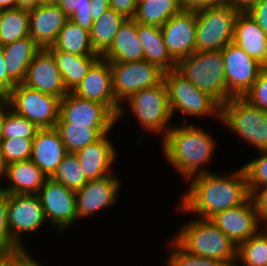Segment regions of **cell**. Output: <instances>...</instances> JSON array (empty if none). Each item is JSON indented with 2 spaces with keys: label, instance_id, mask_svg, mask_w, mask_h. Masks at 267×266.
<instances>
[{
  "label": "cell",
  "instance_id": "bcb514c9",
  "mask_svg": "<svg viewBox=\"0 0 267 266\" xmlns=\"http://www.w3.org/2000/svg\"><path fill=\"white\" fill-rule=\"evenodd\" d=\"M15 86L7 76L3 46L0 44V98H6Z\"/></svg>",
  "mask_w": 267,
  "mask_h": 266
},
{
  "label": "cell",
  "instance_id": "4fadbf2b",
  "mask_svg": "<svg viewBox=\"0 0 267 266\" xmlns=\"http://www.w3.org/2000/svg\"><path fill=\"white\" fill-rule=\"evenodd\" d=\"M222 56L229 100L232 97H243L258 79L263 65L234 42L228 43L222 49Z\"/></svg>",
  "mask_w": 267,
  "mask_h": 266
},
{
  "label": "cell",
  "instance_id": "7402d4cb",
  "mask_svg": "<svg viewBox=\"0 0 267 266\" xmlns=\"http://www.w3.org/2000/svg\"><path fill=\"white\" fill-rule=\"evenodd\" d=\"M64 143L55 128L39 129L32 142L31 160L50 178L67 155Z\"/></svg>",
  "mask_w": 267,
  "mask_h": 266
},
{
  "label": "cell",
  "instance_id": "11a10c76",
  "mask_svg": "<svg viewBox=\"0 0 267 266\" xmlns=\"http://www.w3.org/2000/svg\"><path fill=\"white\" fill-rule=\"evenodd\" d=\"M6 171H7V163L4 160V157L2 156L1 149H0V181H5L6 177Z\"/></svg>",
  "mask_w": 267,
  "mask_h": 266
},
{
  "label": "cell",
  "instance_id": "f546056e",
  "mask_svg": "<svg viewBox=\"0 0 267 266\" xmlns=\"http://www.w3.org/2000/svg\"><path fill=\"white\" fill-rule=\"evenodd\" d=\"M181 10L179 0H144L137 2L133 19L137 23L161 28Z\"/></svg>",
  "mask_w": 267,
  "mask_h": 266
},
{
  "label": "cell",
  "instance_id": "d6a6232c",
  "mask_svg": "<svg viewBox=\"0 0 267 266\" xmlns=\"http://www.w3.org/2000/svg\"><path fill=\"white\" fill-rule=\"evenodd\" d=\"M29 36V11L19 8L2 10L0 44L2 46Z\"/></svg>",
  "mask_w": 267,
  "mask_h": 266
},
{
  "label": "cell",
  "instance_id": "83f0119b",
  "mask_svg": "<svg viewBox=\"0 0 267 266\" xmlns=\"http://www.w3.org/2000/svg\"><path fill=\"white\" fill-rule=\"evenodd\" d=\"M47 50L53 55L69 92H72L79 85L91 66L101 57L71 54L57 50L54 46L47 48Z\"/></svg>",
  "mask_w": 267,
  "mask_h": 266
},
{
  "label": "cell",
  "instance_id": "c3c4849f",
  "mask_svg": "<svg viewBox=\"0 0 267 266\" xmlns=\"http://www.w3.org/2000/svg\"><path fill=\"white\" fill-rule=\"evenodd\" d=\"M182 10H198L212 5L225 4V0H179Z\"/></svg>",
  "mask_w": 267,
  "mask_h": 266
},
{
  "label": "cell",
  "instance_id": "484cf974",
  "mask_svg": "<svg viewBox=\"0 0 267 266\" xmlns=\"http://www.w3.org/2000/svg\"><path fill=\"white\" fill-rule=\"evenodd\" d=\"M40 50L30 36L3 46L5 70L15 85L22 84L31 61Z\"/></svg>",
  "mask_w": 267,
  "mask_h": 266
},
{
  "label": "cell",
  "instance_id": "680465c9",
  "mask_svg": "<svg viewBox=\"0 0 267 266\" xmlns=\"http://www.w3.org/2000/svg\"><path fill=\"white\" fill-rule=\"evenodd\" d=\"M263 227L267 230V222L263 225Z\"/></svg>",
  "mask_w": 267,
  "mask_h": 266
},
{
  "label": "cell",
  "instance_id": "5b68a950",
  "mask_svg": "<svg viewBox=\"0 0 267 266\" xmlns=\"http://www.w3.org/2000/svg\"><path fill=\"white\" fill-rule=\"evenodd\" d=\"M168 103L172 118L179 112L184 120L189 116L203 119L213 117L220 123L221 104L210 94L194 86L176 68L164 72ZM186 116V117H185Z\"/></svg>",
  "mask_w": 267,
  "mask_h": 266
},
{
  "label": "cell",
  "instance_id": "e0dca14e",
  "mask_svg": "<svg viewBox=\"0 0 267 266\" xmlns=\"http://www.w3.org/2000/svg\"><path fill=\"white\" fill-rule=\"evenodd\" d=\"M76 96L105 105L116 117L120 105L113 93L112 70L110 62L100 57L90 68L87 75L72 91Z\"/></svg>",
  "mask_w": 267,
  "mask_h": 266
},
{
  "label": "cell",
  "instance_id": "3957f363",
  "mask_svg": "<svg viewBox=\"0 0 267 266\" xmlns=\"http://www.w3.org/2000/svg\"><path fill=\"white\" fill-rule=\"evenodd\" d=\"M179 228L173 239L188 253L236 264L237 246L209 219L193 218Z\"/></svg>",
  "mask_w": 267,
  "mask_h": 266
},
{
  "label": "cell",
  "instance_id": "d590c367",
  "mask_svg": "<svg viewBox=\"0 0 267 266\" xmlns=\"http://www.w3.org/2000/svg\"><path fill=\"white\" fill-rule=\"evenodd\" d=\"M169 252L165 266H226L215 259L196 256L185 251L173 238L169 239Z\"/></svg>",
  "mask_w": 267,
  "mask_h": 266
},
{
  "label": "cell",
  "instance_id": "d6986e66",
  "mask_svg": "<svg viewBox=\"0 0 267 266\" xmlns=\"http://www.w3.org/2000/svg\"><path fill=\"white\" fill-rule=\"evenodd\" d=\"M28 88L59 98L69 92L63 82L53 55L41 49L31 61L22 82Z\"/></svg>",
  "mask_w": 267,
  "mask_h": 266
},
{
  "label": "cell",
  "instance_id": "d4e9b609",
  "mask_svg": "<svg viewBox=\"0 0 267 266\" xmlns=\"http://www.w3.org/2000/svg\"><path fill=\"white\" fill-rule=\"evenodd\" d=\"M101 57L109 62L144 60V50L137 35V22L133 18L124 21L110 48Z\"/></svg>",
  "mask_w": 267,
  "mask_h": 266
},
{
  "label": "cell",
  "instance_id": "ac0fdd59",
  "mask_svg": "<svg viewBox=\"0 0 267 266\" xmlns=\"http://www.w3.org/2000/svg\"><path fill=\"white\" fill-rule=\"evenodd\" d=\"M209 220L236 246L247 241L263 227L250 197L239 206L216 213Z\"/></svg>",
  "mask_w": 267,
  "mask_h": 266
},
{
  "label": "cell",
  "instance_id": "7dc6e473",
  "mask_svg": "<svg viewBox=\"0 0 267 266\" xmlns=\"http://www.w3.org/2000/svg\"><path fill=\"white\" fill-rule=\"evenodd\" d=\"M111 9L122 14L126 18H134L137 3L135 0H110Z\"/></svg>",
  "mask_w": 267,
  "mask_h": 266
},
{
  "label": "cell",
  "instance_id": "f5cc1de1",
  "mask_svg": "<svg viewBox=\"0 0 267 266\" xmlns=\"http://www.w3.org/2000/svg\"><path fill=\"white\" fill-rule=\"evenodd\" d=\"M74 3L75 0H57L56 2L68 18H70L74 13Z\"/></svg>",
  "mask_w": 267,
  "mask_h": 266
},
{
  "label": "cell",
  "instance_id": "f1b7e54d",
  "mask_svg": "<svg viewBox=\"0 0 267 266\" xmlns=\"http://www.w3.org/2000/svg\"><path fill=\"white\" fill-rule=\"evenodd\" d=\"M127 18L113 9L104 12L94 21L90 40L94 51L102 56L113 43L115 35Z\"/></svg>",
  "mask_w": 267,
  "mask_h": 266
},
{
  "label": "cell",
  "instance_id": "e575fe53",
  "mask_svg": "<svg viewBox=\"0 0 267 266\" xmlns=\"http://www.w3.org/2000/svg\"><path fill=\"white\" fill-rule=\"evenodd\" d=\"M50 178L74 191L88 182L77 156L73 153H68L64 157Z\"/></svg>",
  "mask_w": 267,
  "mask_h": 266
},
{
  "label": "cell",
  "instance_id": "ffe728a7",
  "mask_svg": "<svg viewBox=\"0 0 267 266\" xmlns=\"http://www.w3.org/2000/svg\"><path fill=\"white\" fill-rule=\"evenodd\" d=\"M69 18L57 4H39L29 10V36L41 49L54 45Z\"/></svg>",
  "mask_w": 267,
  "mask_h": 266
},
{
  "label": "cell",
  "instance_id": "4dcf8cb0",
  "mask_svg": "<svg viewBox=\"0 0 267 266\" xmlns=\"http://www.w3.org/2000/svg\"><path fill=\"white\" fill-rule=\"evenodd\" d=\"M57 50L80 56H100L91 44L90 32L68 19L53 45Z\"/></svg>",
  "mask_w": 267,
  "mask_h": 266
},
{
  "label": "cell",
  "instance_id": "b9f144b4",
  "mask_svg": "<svg viewBox=\"0 0 267 266\" xmlns=\"http://www.w3.org/2000/svg\"><path fill=\"white\" fill-rule=\"evenodd\" d=\"M69 19L90 32L94 23L91 17V0H75L74 13Z\"/></svg>",
  "mask_w": 267,
  "mask_h": 266
},
{
  "label": "cell",
  "instance_id": "6da1fadb",
  "mask_svg": "<svg viewBox=\"0 0 267 266\" xmlns=\"http://www.w3.org/2000/svg\"><path fill=\"white\" fill-rule=\"evenodd\" d=\"M184 183L190 185L180 196L176 211L193 213L199 219H210L220 211L243 204L250 197L243 166L229 175L209 172L193 176Z\"/></svg>",
  "mask_w": 267,
  "mask_h": 266
},
{
  "label": "cell",
  "instance_id": "4316f807",
  "mask_svg": "<svg viewBox=\"0 0 267 266\" xmlns=\"http://www.w3.org/2000/svg\"><path fill=\"white\" fill-rule=\"evenodd\" d=\"M137 35L144 50V60L164 72L177 67V62L166 48L160 27L137 23Z\"/></svg>",
  "mask_w": 267,
  "mask_h": 266
},
{
  "label": "cell",
  "instance_id": "8fae6325",
  "mask_svg": "<svg viewBox=\"0 0 267 266\" xmlns=\"http://www.w3.org/2000/svg\"><path fill=\"white\" fill-rule=\"evenodd\" d=\"M46 221L64 233L78 221L75 191L47 178L37 193Z\"/></svg>",
  "mask_w": 267,
  "mask_h": 266
},
{
  "label": "cell",
  "instance_id": "7a4b0ae2",
  "mask_svg": "<svg viewBox=\"0 0 267 266\" xmlns=\"http://www.w3.org/2000/svg\"><path fill=\"white\" fill-rule=\"evenodd\" d=\"M183 123L182 126L174 124L165 134L161 150L167 163L187 181L193 176L212 172L208 166L214 160L217 141L195 122Z\"/></svg>",
  "mask_w": 267,
  "mask_h": 266
},
{
  "label": "cell",
  "instance_id": "681fc988",
  "mask_svg": "<svg viewBox=\"0 0 267 266\" xmlns=\"http://www.w3.org/2000/svg\"><path fill=\"white\" fill-rule=\"evenodd\" d=\"M257 2L258 0H225V5L238 13H248Z\"/></svg>",
  "mask_w": 267,
  "mask_h": 266
},
{
  "label": "cell",
  "instance_id": "9c48e42d",
  "mask_svg": "<svg viewBox=\"0 0 267 266\" xmlns=\"http://www.w3.org/2000/svg\"><path fill=\"white\" fill-rule=\"evenodd\" d=\"M6 99L13 111L34 123L39 129L55 128L59 119V98L18 84Z\"/></svg>",
  "mask_w": 267,
  "mask_h": 266
},
{
  "label": "cell",
  "instance_id": "ee69618b",
  "mask_svg": "<svg viewBox=\"0 0 267 266\" xmlns=\"http://www.w3.org/2000/svg\"><path fill=\"white\" fill-rule=\"evenodd\" d=\"M250 199L255 208L258 221L264 225L267 222V186L251 191Z\"/></svg>",
  "mask_w": 267,
  "mask_h": 266
},
{
  "label": "cell",
  "instance_id": "816d5d0a",
  "mask_svg": "<svg viewBox=\"0 0 267 266\" xmlns=\"http://www.w3.org/2000/svg\"><path fill=\"white\" fill-rule=\"evenodd\" d=\"M11 109L10 103L6 98H0V142L3 139L4 123L6 114Z\"/></svg>",
  "mask_w": 267,
  "mask_h": 266
},
{
  "label": "cell",
  "instance_id": "7bdbcfd3",
  "mask_svg": "<svg viewBox=\"0 0 267 266\" xmlns=\"http://www.w3.org/2000/svg\"><path fill=\"white\" fill-rule=\"evenodd\" d=\"M27 250L18 254L0 255V266H44Z\"/></svg>",
  "mask_w": 267,
  "mask_h": 266
},
{
  "label": "cell",
  "instance_id": "f6af8a7d",
  "mask_svg": "<svg viewBox=\"0 0 267 266\" xmlns=\"http://www.w3.org/2000/svg\"><path fill=\"white\" fill-rule=\"evenodd\" d=\"M248 13L267 34V0H258L256 5Z\"/></svg>",
  "mask_w": 267,
  "mask_h": 266
},
{
  "label": "cell",
  "instance_id": "44dd1931",
  "mask_svg": "<svg viewBox=\"0 0 267 266\" xmlns=\"http://www.w3.org/2000/svg\"><path fill=\"white\" fill-rule=\"evenodd\" d=\"M109 135V133L104 134L99 140L75 153L87 180L114 173L112 165L119 155Z\"/></svg>",
  "mask_w": 267,
  "mask_h": 266
},
{
  "label": "cell",
  "instance_id": "2e32d148",
  "mask_svg": "<svg viewBox=\"0 0 267 266\" xmlns=\"http://www.w3.org/2000/svg\"><path fill=\"white\" fill-rule=\"evenodd\" d=\"M196 23V10H181L161 27L166 48L176 62L196 51Z\"/></svg>",
  "mask_w": 267,
  "mask_h": 266
},
{
  "label": "cell",
  "instance_id": "9f6ffc18",
  "mask_svg": "<svg viewBox=\"0 0 267 266\" xmlns=\"http://www.w3.org/2000/svg\"><path fill=\"white\" fill-rule=\"evenodd\" d=\"M2 10L16 8V0H0Z\"/></svg>",
  "mask_w": 267,
  "mask_h": 266
},
{
  "label": "cell",
  "instance_id": "52a82bcc",
  "mask_svg": "<svg viewBox=\"0 0 267 266\" xmlns=\"http://www.w3.org/2000/svg\"><path fill=\"white\" fill-rule=\"evenodd\" d=\"M220 123L255 150H267V111L243 97H232L221 105Z\"/></svg>",
  "mask_w": 267,
  "mask_h": 266
},
{
  "label": "cell",
  "instance_id": "277c9868",
  "mask_svg": "<svg viewBox=\"0 0 267 266\" xmlns=\"http://www.w3.org/2000/svg\"><path fill=\"white\" fill-rule=\"evenodd\" d=\"M123 103L125 104L120 106L117 121L123 119L127 111L131 112L136 117L141 130L158 136L161 133L160 138H163L173 125L170 124L173 119H171L168 91L164 81L154 87L139 90Z\"/></svg>",
  "mask_w": 267,
  "mask_h": 266
},
{
  "label": "cell",
  "instance_id": "9a60e30c",
  "mask_svg": "<svg viewBox=\"0 0 267 266\" xmlns=\"http://www.w3.org/2000/svg\"><path fill=\"white\" fill-rule=\"evenodd\" d=\"M57 122L89 128H113L117 124V117L105 105L68 92L60 100Z\"/></svg>",
  "mask_w": 267,
  "mask_h": 266
},
{
  "label": "cell",
  "instance_id": "1f68e13d",
  "mask_svg": "<svg viewBox=\"0 0 267 266\" xmlns=\"http://www.w3.org/2000/svg\"><path fill=\"white\" fill-rule=\"evenodd\" d=\"M55 129L59 132L67 153L73 154L99 140L104 134L113 132V128H89L66 122H57Z\"/></svg>",
  "mask_w": 267,
  "mask_h": 266
},
{
  "label": "cell",
  "instance_id": "836d02e7",
  "mask_svg": "<svg viewBox=\"0 0 267 266\" xmlns=\"http://www.w3.org/2000/svg\"><path fill=\"white\" fill-rule=\"evenodd\" d=\"M238 266H267V230L262 227L237 246Z\"/></svg>",
  "mask_w": 267,
  "mask_h": 266
},
{
  "label": "cell",
  "instance_id": "60d3db41",
  "mask_svg": "<svg viewBox=\"0 0 267 266\" xmlns=\"http://www.w3.org/2000/svg\"><path fill=\"white\" fill-rule=\"evenodd\" d=\"M251 105L267 111V66H263L258 79L243 96Z\"/></svg>",
  "mask_w": 267,
  "mask_h": 266
},
{
  "label": "cell",
  "instance_id": "603a6c76",
  "mask_svg": "<svg viewBox=\"0 0 267 266\" xmlns=\"http://www.w3.org/2000/svg\"><path fill=\"white\" fill-rule=\"evenodd\" d=\"M233 42L251 58L267 66V34L249 13H238L236 16Z\"/></svg>",
  "mask_w": 267,
  "mask_h": 266
},
{
  "label": "cell",
  "instance_id": "ba28073f",
  "mask_svg": "<svg viewBox=\"0 0 267 266\" xmlns=\"http://www.w3.org/2000/svg\"><path fill=\"white\" fill-rule=\"evenodd\" d=\"M196 13V52L222 50L233 42L237 11L222 4L198 9Z\"/></svg>",
  "mask_w": 267,
  "mask_h": 266
},
{
  "label": "cell",
  "instance_id": "74e56055",
  "mask_svg": "<svg viewBox=\"0 0 267 266\" xmlns=\"http://www.w3.org/2000/svg\"><path fill=\"white\" fill-rule=\"evenodd\" d=\"M258 157L243 164L249 193L257 188L267 186V150H260Z\"/></svg>",
  "mask_w": 267,
  "mask_h": 266
},
{
  "label": "cell",
  "instance_id": "ab89813d",
  "mask_svg": "<svg viewBox=\"0 0 267 266\" xmlns=\"http://www.w3.org/2000/svg\"><path fill=\"white\" fill-rule=\"evenodd\" d=\"M33 139L13 138L2 139L0 149L7 164L29 160L32 155Z\"/></svg>",
  "mask_w": 267,
  "mask_h": 266
},
{
  "label": "cell",
  "instance_id": "cb8c5ba5",
  "mask_svg": "<svg viewBox=\"0 0 267 266\" xmlns=\"http://www.w3.org/2000/svg\"><path fill=\"white\" fill-rule=\"evenodd\" d=\"M6 186L0 189L7 194H37L45 183L47 176L31 160L17 161L7 164Z\"/></svg>",
  "mask_w": 267,
  "mask_h": 266
},
{
  "label": "cell",
  "instance_id": "f35d334b",
  "mask_svg": "<svg viewBox=\"0 0 267 266\" xmlns=\"http://www.w3.org/2000/svg\"><path fill=\"white\" fill-rule=\"evenodd\" d=\"M24 250L13 240L8 226L7 193L0 189V255L18 254Z\"/></svg>",
  "mask_w": 267,
  "mask_h": 266
},
{
  "label": "cell",
  "instance_id": "7c38bea8",
  "mask_svg": "<svg viewBox=\"0 0 267 266\" xmlns=\"http://www.w3.org/2000/svg\"><path fill=\"white\" fill-rule=\"evenodd\" d=\"M7 209L11 236L24 251H27L25 243L22 242L23 236L31 232L36 233L47 222L40 199L37 194H7Z\"/></svg>",
  "mask_w": 267,
  "mask_h": 266
},
{
  "label": "cell",
  "instance_id": "f907efd6",
  "mask_svg": "<svg viewBox=\"0 0 267 266\" xmlns=\"http://www.w3.org/2000/svg\"><path fill=\"white\" fill-rule=\"evenodd\" d=\"M111 9L110 0H91V17L96 21L100 16Z\"/></svg>",
  "mask_w": 267,
  "mask_h": 266
},
{
  "label": "cell",
  "instance_id": "db71d44e",
  "mask_svg": "<svg viewBox=\"0 0 267 266\" xmlns=\"http://www.w3.org/2000/svg\"><path fill=\"white\" fill-rule=\"evenodd\" d=\"M40 4L39 0H16V8L32 10Z\"/></svg>",
  "mask_w": 267,
  "mask_h": 266
},
{
  "label": "cell",
  "instance_id": "6f0895ef",
  "mask_svg": "<svg viewBox=\"0 0 267 266\" xmlns=\"http://www.w3.org/2000/svg\"><path fill=\"white\" fill-rule=\"evenodd\" d=\"M40 4H56L57 0H39Z\"/></svg>",
  "mask_w": 267,
  "mask_h": 266
},
{
  "label": "cell",
  "instance_id": "30bf717a",
  "mask_svg": "<svg viewBox=\"0 0 267 266\" xmlns=\"http://www.w3.org/2000/svg\"><path fill=\"white\" fill-rule=\"evenodd\" d=\"M113 93L121 106L139 90L154 87L164 81V71L146 60L136 62H110Z\"/></svg>",
  "mask_w": 267,
  "mask_h": 266
},
{
  "label": "cell",
  "instance_id": "8d00e7d4",
  "mask_svg": "<svg viewBox=\"0 0 267 266\" xmlns=\"http://www.w3.org/2000/svg\"><path fill=\"white\" fill-rule=\"evenodd\" d=\"M38 130L34 123L10 109L5 118L3 139H34Z\"/></svg>",
  "mask_w": 267,
  "mask_h": 266
},
{
  "label": "cell",
  "instance_id": "8992f818",
  "mask_svg": "<svg viewBox=\"0 0 267 266\" xmlns=\"http://www.w3.org/2000/svg\"><path fill=\"white\" fill-rule=\"evenodd\" d=\"M176 69L194 86L221 105L229 101L222 50L194 52L177 62Z\"/></svg>",
  "mask_w": 267,
  "mask_h": 266
},
{
  "label": "cell",
  "instance_id": "5bb4252c",
  "mask_svg": "<svg viewBox=\"0 0 267 266\" xmlns=\"http://www.w3.org/2000/svg\"><path fill=\"white\" fill-rule=\"evenodd\" d=\"M121 177L110 174L102 178L88 180L75 191L77 219L95 216L100 211H107L114 206L121 189Z\"/></svg>",
  "mask_w": 267,
  "mask_h": 266
}]
</instances>
